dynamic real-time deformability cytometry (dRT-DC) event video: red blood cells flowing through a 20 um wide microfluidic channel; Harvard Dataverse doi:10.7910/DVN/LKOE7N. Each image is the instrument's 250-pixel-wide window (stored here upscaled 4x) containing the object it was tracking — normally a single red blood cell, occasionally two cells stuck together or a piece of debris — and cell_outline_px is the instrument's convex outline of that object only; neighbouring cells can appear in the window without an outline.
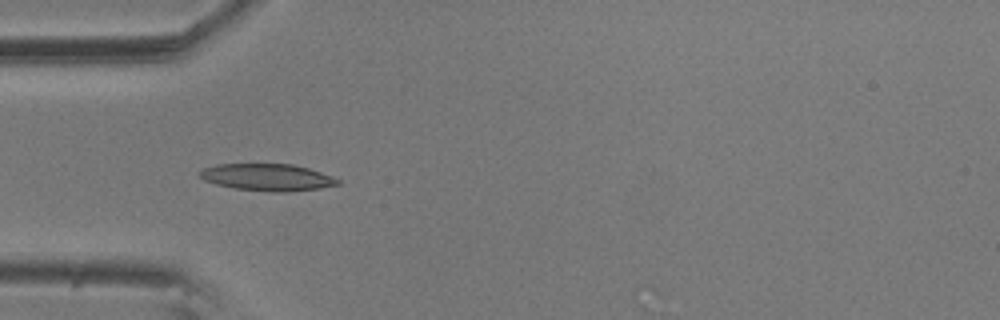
{"species": "common noctule bat (a hibernating species)", "species_latin": "Nyctalus noctula", "temperature_condition": "room temperature", "stored_images_in_passage": 40, "camera_frame_rate_fps": 3000, "um_per_image_px": 0.085, "animal": {"sex": "male", "body_mass_g": 20.5, "forearm_length_mm": 52.5}, "frame": {"image": 1, "passage_image": 1, "time_ms": 0.0, "image_size_px": [1000, 320], "cell_outline_px": [[340, 184], [320, 188], [288, 192], [272, 192], [236, 188], [216, 184], [204, 180], [196, 172], [204, 168], [216, 164], [292, 164], [308, 168], [332, 176], [340, 180]], "centroid_in_image_um": [22.72, 15.07], "position_along_channel_um": 62.3, "area_um2": 21.68}}
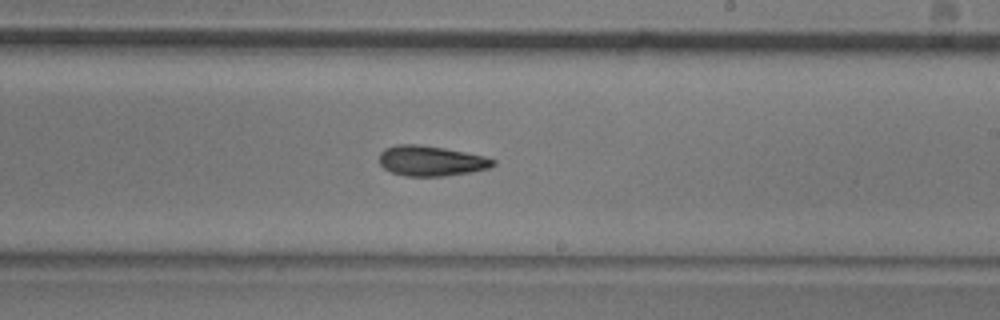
{"frame": {"image": 2, "passage_image": 17, "time_ms": 5.333, "image_size_px": [1000, 320], "cell_outline_px": [[496, 164], [488, 168], [472, 172], [444, 176], [404, 176], [392, 172], [384, 168], [380, 164], [380, 152], [384, 148], [396, 144], [416, 144], [444, 148], [484, 156], [496, 160]], "centroid_in_image_um": [36.63, 13.67], "position_along_channel_um": 252.4, "area_um2": 20.06}}
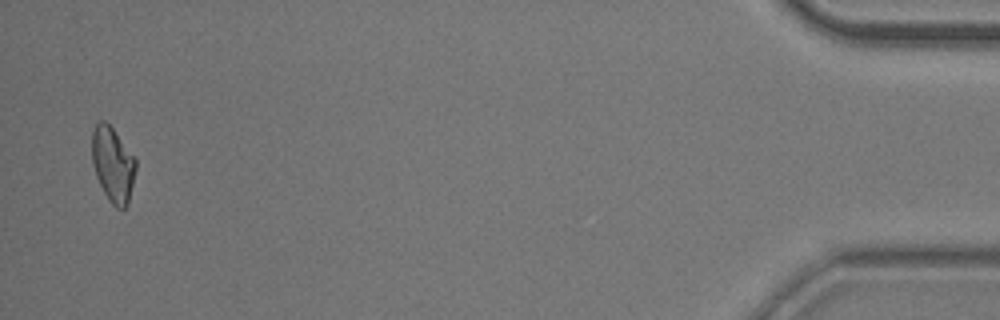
{"frame": {"image": 3, "passage_image": 39, "time_ms": 12.667, "image_size_px": [1000, 320], "cell_outline_px": [[136, 168], [128, 204], [124, 208], [116, 208], [108, 200], [96, 176], [92, 164], [92, 132], [96, 124], [100, 120], [104, 120], [112, 128], [136, 160]], "centroid_in_image_um": [9.58, 13.99], "position_along_channel_um": 425.6, "area_um2": 18.9}, "authors_computed_cell_mechanics": {"area_um2": 19.6809, "velocity_mm_per_s": 3.5705, "shape_relaxation_time_tau1_ms": null, "shape_relaxation_time_tau2_ms": 6.5228, "deformation_change_tau1": null, "deformation_change_tau2": 0.1473}}